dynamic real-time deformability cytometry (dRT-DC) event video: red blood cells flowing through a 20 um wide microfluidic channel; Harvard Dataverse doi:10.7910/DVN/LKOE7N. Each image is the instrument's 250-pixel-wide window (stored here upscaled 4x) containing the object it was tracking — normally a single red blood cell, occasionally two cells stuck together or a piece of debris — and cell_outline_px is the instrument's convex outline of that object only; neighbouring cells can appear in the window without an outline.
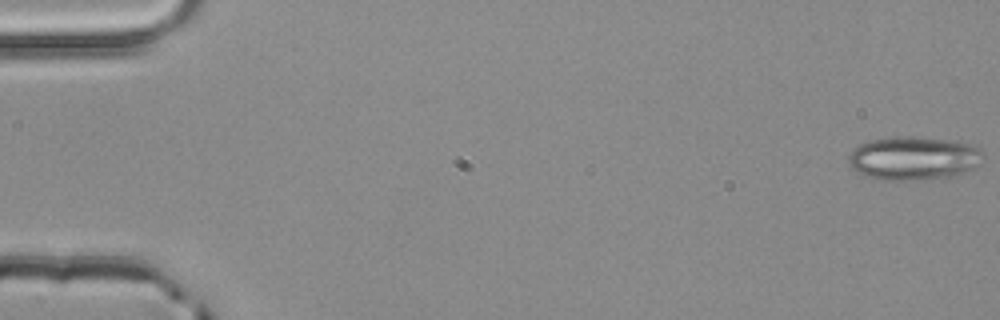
{"species": "common noctule bat (a hibernating species)", "species_latin": "Nyctalus noctula", "temperature_condition": "room temperature", "stored_images_in_passage": 4, "camera_frame_rate_fps": 3000, "um_per_image_px": 0.085, "animal": {"sex": "male", "body_mass_g": 20.4}, "frame": {"image": 1, "passage_image": 1, "time_ms": 0.0, "image_size_px": [1000, 320], "cell_outline_px": [[984, 156], [972, 168], [964, 172], [952, 176], [920, 180], [876, 180], [864, 176], [856, 172], [848, 164], [848, 156], [860, 144], [872, 140], [896, 136], [908, 136], [960, 140], [984, 148]], "centroid_in_image_um": [77.68, 13.44], "position_along_channel_um": 7.3, "area_um2": 34.68}}